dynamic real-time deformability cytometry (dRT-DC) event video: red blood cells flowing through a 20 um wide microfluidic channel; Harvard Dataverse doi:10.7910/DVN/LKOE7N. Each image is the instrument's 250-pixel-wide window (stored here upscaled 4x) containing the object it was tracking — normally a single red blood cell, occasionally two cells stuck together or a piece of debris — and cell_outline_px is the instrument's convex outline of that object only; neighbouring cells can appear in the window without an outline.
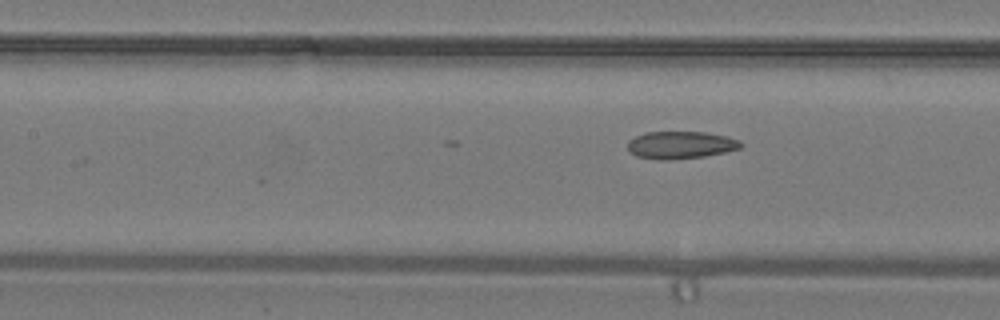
{"species": "common noctule bat (a hibernating species)", "species_latin": "Nyctalus noctula", "temperature_condition": "warm", "stored_images_in_passage": 10, "camera_frame_rate_fps": 3000, "um_per_image_px": 0.085, "animal": {"sex": "male", "body_mass_g": 19.2, "forearm_length_mm": 51.8}, "frame": {"image": 1, "passage_image": 10, "time_ms": 3.0, "image_size_px": [1000, 320], "cell_outline_px": [[744, 144], [740, 148], [724, 152], [704, 156], [664, 160], [660, 160], [636, 156], [628, 152], [628, 140], [636, 136], [648, 132], [704, 132], [728, 136], [740, 140]], "centroid_in_image_um": [57.85, 12.32], "position_along_channel_um": 149.5, "area_um2": 18.09}}